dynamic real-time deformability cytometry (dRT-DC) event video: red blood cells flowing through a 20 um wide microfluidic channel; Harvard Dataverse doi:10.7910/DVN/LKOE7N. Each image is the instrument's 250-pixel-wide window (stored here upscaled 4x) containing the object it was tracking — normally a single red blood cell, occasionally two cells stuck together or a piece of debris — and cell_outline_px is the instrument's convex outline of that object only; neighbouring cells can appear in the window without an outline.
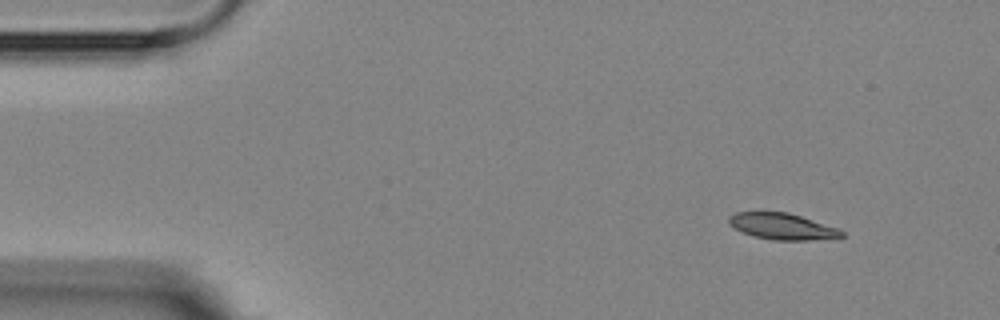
{"species": "Egyptian fruit bat (a non-hibernating species)", "species_latin": "Rousettus aegyptiacus", "temperature_condition": "room temperature", "stored_images_in_passage": 7, "camera_frame_rate_fps": 3000, "um_per_image_px": 0.085, "animal": {"sex": "female"}, "frame": {"image": 1, "passage_image": 1, "time_ms": 0.0, "image_size_px": [1000, 320], "cell_outline_px": [[844, 236], [808, 240], [772, 240], [756, 236], [744, 232], [728, 224], [728, 216], [736, 212], [788, 212], [836, 228], [844, 232]], "centroid_in_image_um": [66.44, 19.23], "position_along_channel_um": 18.6, "area_um2": 16.88}}
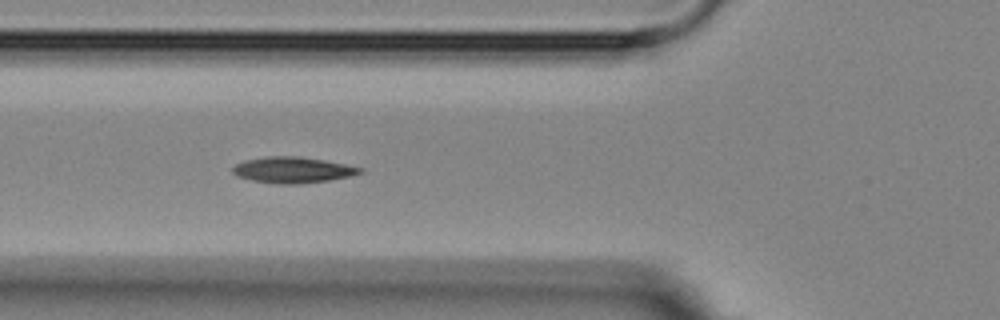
{"frame": {"image": 2, "passage_image": 5, "time_ms": 4.667, "image_size_px": [1000, 320], "cell_outline_px": [[364, 172], [352, 176], [328, 180], [300, 184], [280, 184], [252, 180], [236, 176], [232, 172], [232, 168], [236, 164], [244, 160], [268, 156], [300, 156], [324, 160], [364, 168]], "centroid_in_image_um": [24.89, 14.44], "position_along_channel_um": 100.9, "area_um2": 19.36}}
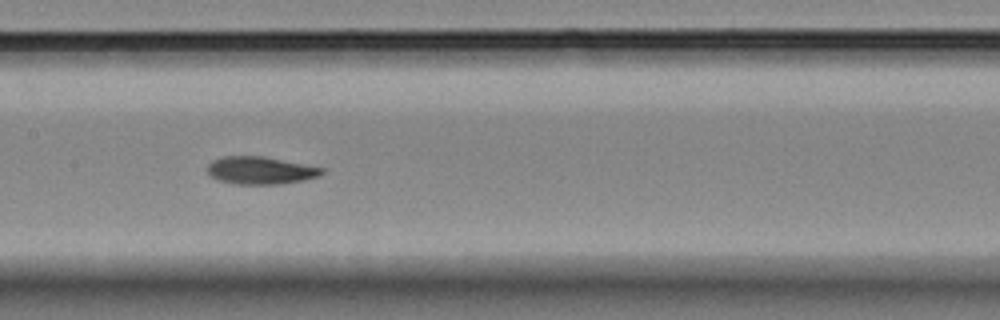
{"frame": {"image": 3, "passage_image": 7, "time_ms": 7.0, "image_size_px": [1000, 320], "cell_outline_px": [[324, 172], [320, 176], [304, 180], [280, 184], [236, 184], [220, 180], [212, 176], [208, 172], [208, 164], [212, 160], [224, 156], [264, 156], [324, 168]], "centroid_in_image_um": [22.16, 14.48], "position_along_channel_um": 185.2, "area_um2": 18.32}}